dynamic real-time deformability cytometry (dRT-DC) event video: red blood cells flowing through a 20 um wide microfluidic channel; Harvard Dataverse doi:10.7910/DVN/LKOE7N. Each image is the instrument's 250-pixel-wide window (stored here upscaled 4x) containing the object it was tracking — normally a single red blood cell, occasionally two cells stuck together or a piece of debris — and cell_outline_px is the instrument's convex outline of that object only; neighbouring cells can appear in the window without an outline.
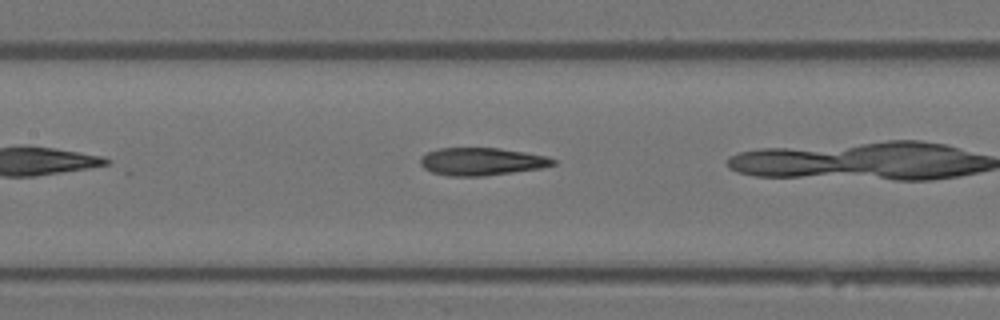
{"species": "Egyptian fruit bat (a non-hibernating species)", "species_latin": "Rousettus aegyptiacus", "temperature_condition": "warm", "stored_images_in_passage": 20, "camera_frame_rate_fps": 3000, "um_per_image_px": 0.085, "animal": {"sex": "female"}, "frame": {"image": 1, "passage_image": 6, "time_ms": 1.667, "image_size_px": [1000, 320], "cell_outline_px": [[556, 164], [540, 168], [484, 176], [448, 176], [432, 172], [424, 168], [420, 164], [420, 156], [428, 152], [440, 148], [500, 148], [548, 156], [556, 160]], "centroid_in_image_um": [40.93, 13.73], "position_along_channel_um": 166.5, "area_um2": 21.39}}